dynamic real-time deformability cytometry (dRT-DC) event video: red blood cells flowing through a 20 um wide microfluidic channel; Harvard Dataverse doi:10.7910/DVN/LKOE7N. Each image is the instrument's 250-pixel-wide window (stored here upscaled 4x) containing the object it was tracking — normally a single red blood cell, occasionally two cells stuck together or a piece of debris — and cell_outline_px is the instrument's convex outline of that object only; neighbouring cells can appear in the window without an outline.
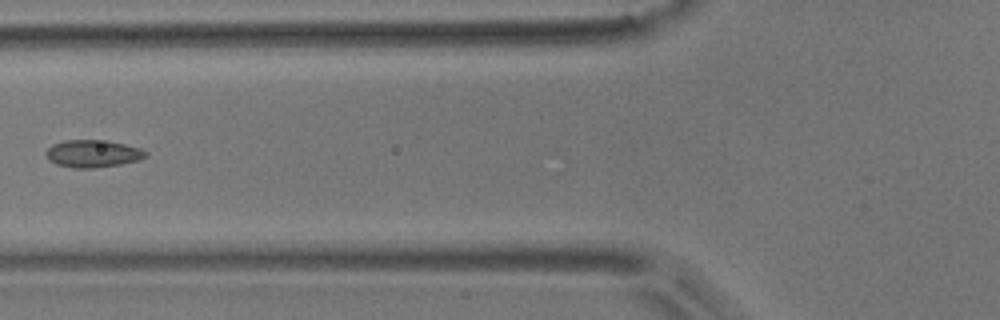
{"species": "common noctule bat (a hibernating species)", "species_latin": "Nyctalus noctula", "temperature_condition": "room temperature", "stored_images_in_passage": 2, "camera_frame_rate_fps": 3000, "um_per_image_px": 0.085, "animal": {"sex": "male", "body_mass_g": 17.9}, "frame": {"image": 1, "passage_image": 2, "time_ms": 0.333, "image_size_px": [1000, 320], "cell_outline_px": [[148, 156], [140, 160], [120, 164], [96, 168], [72, 168], [56, 164], [48, 160], [44, 152], [52, 144], [64, 140], [108, 140], [140, 148], [148, 152]], "centroid_in_image_um": [7.89, 13.06], "position_along_channel_um": 117.9, "area_um2": 16.18}}